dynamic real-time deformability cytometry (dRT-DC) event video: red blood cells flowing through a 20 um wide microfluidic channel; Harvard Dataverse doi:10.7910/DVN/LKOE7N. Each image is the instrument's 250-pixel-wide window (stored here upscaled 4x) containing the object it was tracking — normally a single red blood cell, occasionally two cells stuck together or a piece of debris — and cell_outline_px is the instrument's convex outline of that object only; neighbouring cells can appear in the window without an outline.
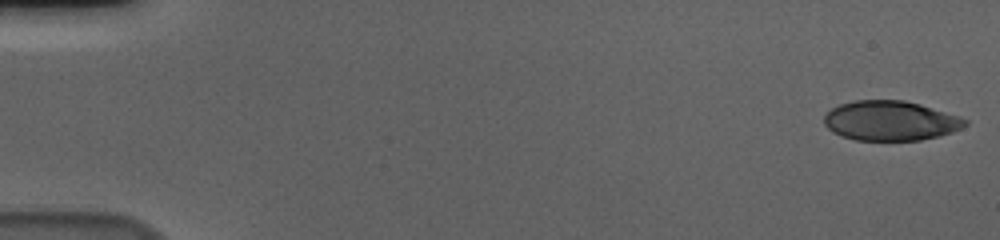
{"species": "human", "species_latin": "Homo sapiens", "temperature_condition": "cold", "stored_images_in_passage": 56, "camera_frame_rate_fps": 3000, "um_per_image_px": 0.085, "donor": {"sex": "male"}, "frame": {"image": 1, "passage_image": 1, "time_ms": 0.0, "image_size_px": [1000, 240], "cell_outline_px": [[968, 124], [952, 132], [940, 136], [920, 140], [856, 140], [840, 136], [832, 132], [824, 124], [824, 116], [832, 108], [840, 104], [856, 100], [904, 100], [920, 104], [960, 116], [968, 120]], "centroid_in_image_um": [75.69, 10.26], "position_along_channel_um": 9.3, "area_um2": 32.71}}
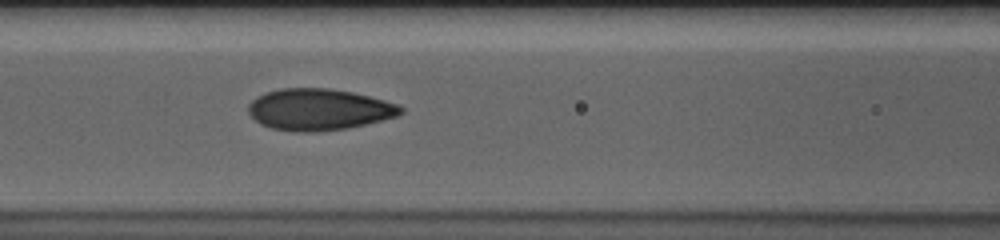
{"frame": {"image": 2, "passage_image": 25, "time_ms": 8.0, "image_size_px": [1000, 240], "cell_outline_px": [[404, 112], [396, 116], [348, 128], [316, 132], [296, 132], [272, 128], [260, 124], [248, 112], [248, 104], [256, 96], [264, 92], [280, 88], [328, 88], [352, 92], [384, 100], [396, 104], [404, 108]], "centroid_in_image_um": [27.07, 9.3], "position_along_channel_um": 139.5, "area_um2": 36.82}}
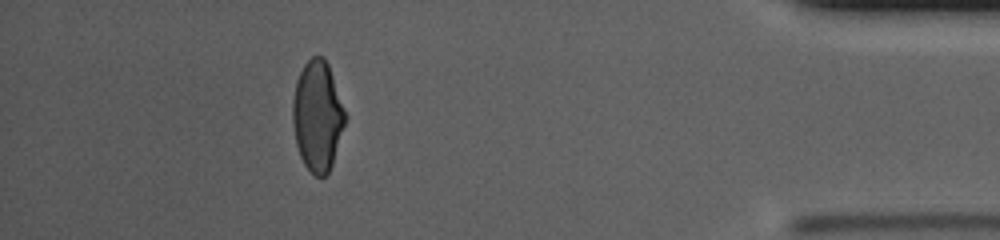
{"frame": {"image": 3, "passage_image": 51, "time_ms": 16.667, "image_size_px": [1000, 240], "cell_outline_px": [[348, 116], [332, 164], [328, 172], [324, 176], [316, 176], [304, 164], [300, 156], [296, 144], [292, 120], [292, 100], [296, 80], [304, 64], [312, 56], [324, 56], [328, 64]], "centroid_in_image_um": [26.99, 9.83], "position_along_channel_um": 408.2, "area_um2": 33.93}, "authors_computed_cell_mechanics": {"area_um2": 35.6048, "velocity_mm_per_s": 3.6518, "shape_relaxation_time_tau1_ms": 4.833, "shape_relaxation_time_tau2_ms": 1.1846, "deformation_change_tau1": 0.1599, "deformation_change_tau2": 0.0655}}